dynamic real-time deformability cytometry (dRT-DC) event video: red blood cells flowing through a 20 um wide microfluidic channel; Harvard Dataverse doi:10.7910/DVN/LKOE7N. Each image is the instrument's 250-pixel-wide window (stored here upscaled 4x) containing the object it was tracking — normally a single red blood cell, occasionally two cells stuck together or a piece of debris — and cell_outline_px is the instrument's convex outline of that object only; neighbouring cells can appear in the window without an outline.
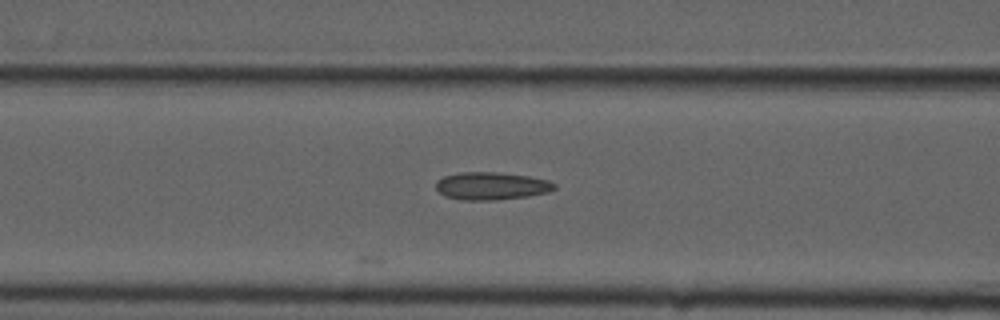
{"species": "common noctule bat (a hibernating species)", "species_latin": "Nyctalus noctula", "temperature_condition": "cold", "stored_images_in_passage": 22, "camera_frame_rate_fps": 3000, "um_per_image_px": 0.085, "animal": {"sex": "male", "forearm_length_mm": 52.5}, "frame": {"image": 1, "passage_image": 22, "time_ms": 7.0, "image_size_px": [1000, 320], "cell_outline_px": [[556, 188], [548, 192], [528, 196], [496, 200], [460, 200], [444, 196], [436, 188], [436, 180], [444, 176], [460, 172], [496, 172], [528, 176], [548, 180], [556, 184]], "centroid_in_image_um": [41.75, 15.81], "position_along_channel_um": 124.8, "area_um2": 19.19}}